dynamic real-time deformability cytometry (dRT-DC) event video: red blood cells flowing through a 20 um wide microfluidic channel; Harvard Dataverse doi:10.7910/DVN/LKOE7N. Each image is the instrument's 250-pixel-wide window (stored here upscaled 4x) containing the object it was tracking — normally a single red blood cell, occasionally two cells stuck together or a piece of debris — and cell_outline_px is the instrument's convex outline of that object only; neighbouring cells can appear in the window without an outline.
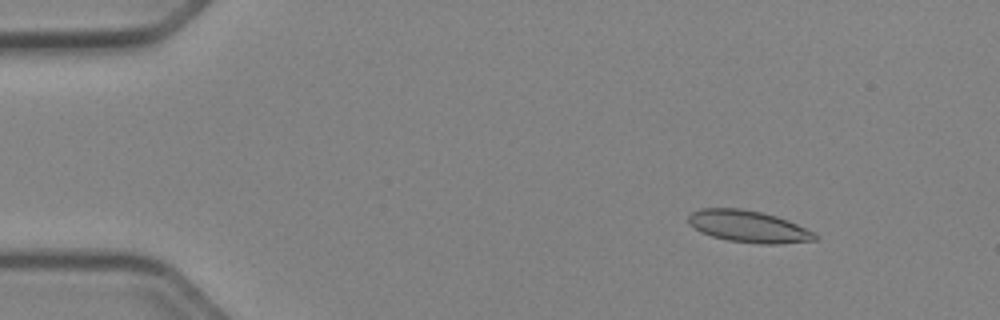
{"species": "Egyptian fruit bat (a non-hibernating species)", "species_latin": "Rousettus aegyptiacus", "temperature_condition": "cold", "stored_images_in_passage": 47, "camera_frame_rate_fps": 3000, "um_per_image_px": 0.085, "animal": {"sex": "female"}, "frame": {"image": 1, "passage_image": 2, "time_ms": 0.333, "image_size_px": [1000, 320], "cell_outline_px": [[820, 236], [816, 240], [776, 244], [764, 244], [728, 240], [712, 236], [700, 232], [688, 224], [688, 216], [692, 212], [700, 208], [744, 208], [776, 216], [788, 220]], "centroid_in_image_um": [63.58, 19.24], "position_along_channel_um": 21.4, "area_um2": 23.41}}
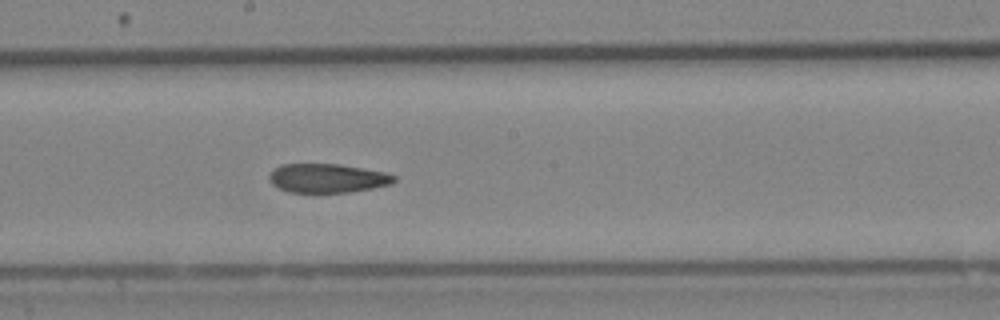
{"frame": {"image": 2, "passage_image": 24, "time_ms": 7.667, "image_size_px": [1000, 320], "cell_outline_px": [[396, 180], [392, 184], [372, 188], [348, 192], [316, 196], [312, 196], [288, 192], [272, 184], [268, 180], [268, 176], [272, 168], [280, 164], [340, 164], [384, 172], [396, 176]], "centroid_in_image_um": [27.75, 15.19], "position_along_channel_um": 220.4, "area_um2": 22.08}}
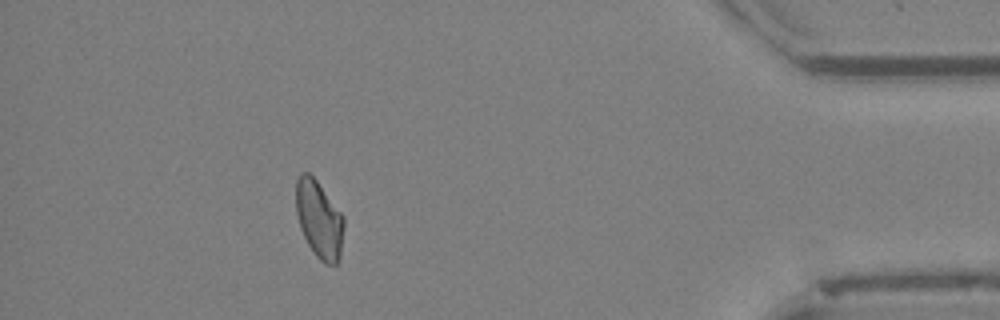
{"frame": {"image": 3, "passage_image": 42, "time_ms": 13.667, "image_size_px": [1000, 320], "cell_outline_px": [[344, 224], [340, 256], [336, 264], [324, 264], [316, 256], [308, 244], [300, 228], [296, 212], [296, 180], [300, 172], [308, 172], [316, 180], [344, 216]], "centroid_in_image_um": [27.12, 18.64], "position_along_channel_um": 408.1, "area_um2": 21.56}, "authors_computed_cell_mechanics": {"area_um2": 22.1952, "velocity_mm_per_s": 3.9453, "shape_relaxation_time_tau1_ms": null, "shape_relaxation_time_tau2_ms": 4.4238, "deformation_change_tau1": null, "deformation_change_tau2": 0.1114}}